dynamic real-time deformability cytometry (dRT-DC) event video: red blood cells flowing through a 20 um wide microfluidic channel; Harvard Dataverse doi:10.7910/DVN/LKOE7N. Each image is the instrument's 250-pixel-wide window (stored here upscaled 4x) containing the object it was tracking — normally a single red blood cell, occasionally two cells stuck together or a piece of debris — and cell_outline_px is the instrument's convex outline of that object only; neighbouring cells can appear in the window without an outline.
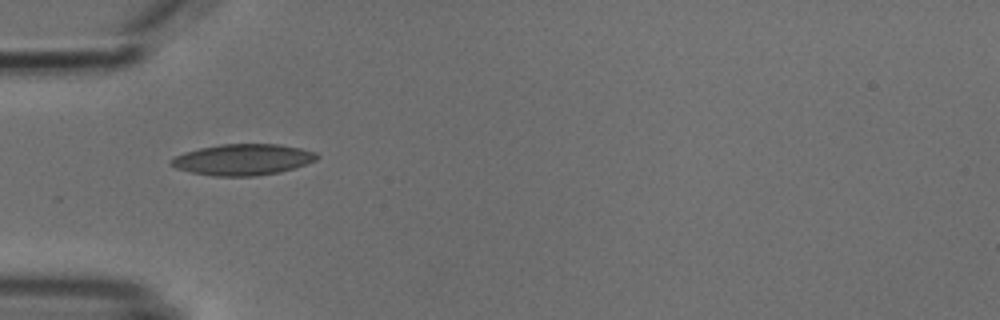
{"species": "common noctule bat (a hibernating species)", "species_latin": "Nyctalus noctula", "temperature_condition": "cold", "stored_images_in_passage": 3, "camera_frame_rate_fps": 3000, "um_per_image_px": 0.085, "animal": {"sex": "male", "body_mass_g": 18.8}, "frame": {"image": 1, "passage_image": 1, "time_ms": 0.0, "image_size_px": [1000, 320], "cell_outline_px": [[320, 156], [316, 160], [280, 172], [256, 176], [212, 176], [192, 172], [176, 168], [168, 164], [168, 160], [184, 152], [200, 148], [220, 144], [280, 144], [300, 148], [316, 152]], "centroid_in_image_um": [20.62, 13.56], "position_along_channel_um": 64.4, "area_um2": 26.47}}
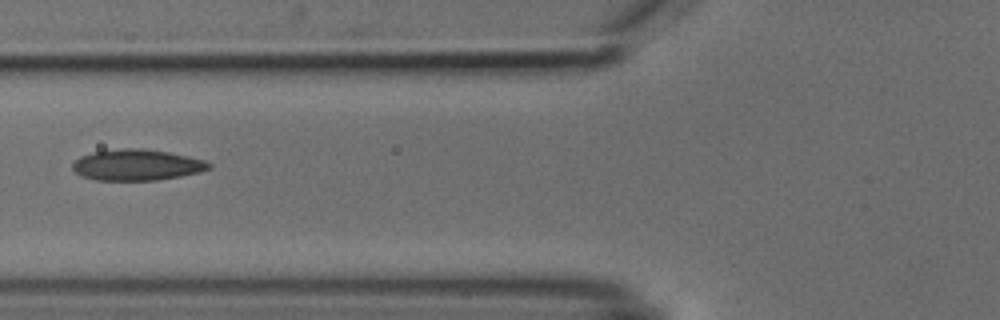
{"frame": {"image": 2, "passage_image": 2, "time_ms": 1.333, "image_size_px": [1000, 320], "cell_outline_px": [[212, 168], [200, 172], [180, 176], [156, 180], [96, 180], [80, 176], [72, 168], [72, 164], [80, 156], [92, 152], [124, 148], [144, 148], [168, 152], [188, 156], [204, 160], [212, 164]], "centroid_in_image_um": [11.64, 14.02], "position_along_channel_um": 114.2, "area_um2": 24.74}}
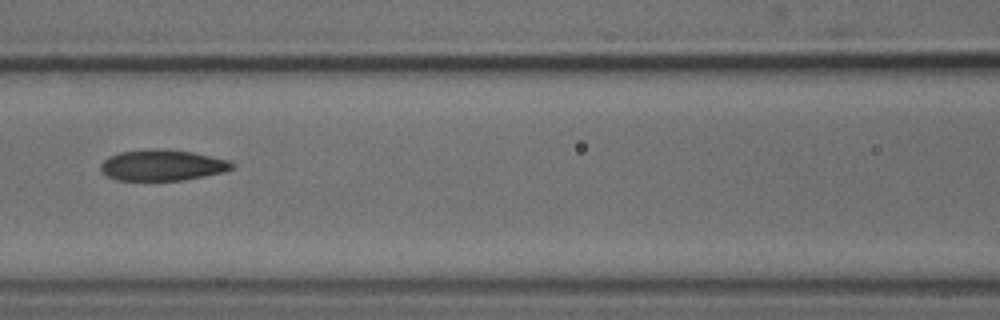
{"frame": {"image": 3, "passage_image": 3, "time_ms": 2.333, "image_size_px": [1000, 320], "cell_outline_px": [[236, 164], [232, 168], [224, 172], [204, 176], [180, 180], [116, 180], [108, 176], [100, 168], [100, 164], [108, 156], [120, 152], [148, 148], [156, 148], [192, 152], [228, 160]], "centroid_in_image_um": [13.78, 14.03], "position_along_channel_um": 152.8, "area_um2": 23.64}}